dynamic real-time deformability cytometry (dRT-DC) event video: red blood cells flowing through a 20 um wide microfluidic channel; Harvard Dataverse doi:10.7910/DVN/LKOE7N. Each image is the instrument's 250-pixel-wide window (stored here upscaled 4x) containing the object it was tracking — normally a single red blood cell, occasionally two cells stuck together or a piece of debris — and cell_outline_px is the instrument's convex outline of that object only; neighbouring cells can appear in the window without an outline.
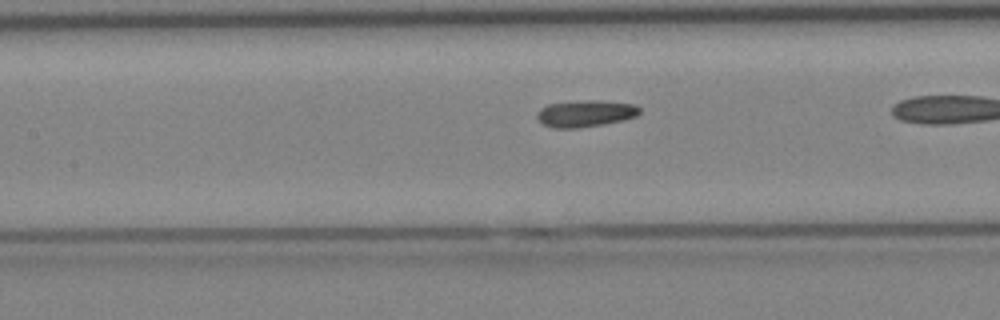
{"species": "Egyptian fruit bat (a non-hibernating species)", "species_latin": "Rousettus aegyptiacus", "temperature_condition": "cold", "stored_images_in_passage": 21, "camera_frame_rate_fps": 3000, "um_per_image_px": 0.085, "animal": {"sex": "female"}, "frame": {"image": 1, "passage_image": 7, "time_ms": 2.0, "image_size_px": [1000, 320], "cell_outline_px": [[640, 112], [636, 116], [624, 120], [576, 128], [552, 128], [544, 124], [536, 116], [536, 112], [540, 108], [548, 104], [584, 100], [600, 100], [636, 104], [640, 108]], "centroid_in_image_um": [49.76, 9.63], "position_along_channel_um": 157.6, "area_um2": 15.95}}